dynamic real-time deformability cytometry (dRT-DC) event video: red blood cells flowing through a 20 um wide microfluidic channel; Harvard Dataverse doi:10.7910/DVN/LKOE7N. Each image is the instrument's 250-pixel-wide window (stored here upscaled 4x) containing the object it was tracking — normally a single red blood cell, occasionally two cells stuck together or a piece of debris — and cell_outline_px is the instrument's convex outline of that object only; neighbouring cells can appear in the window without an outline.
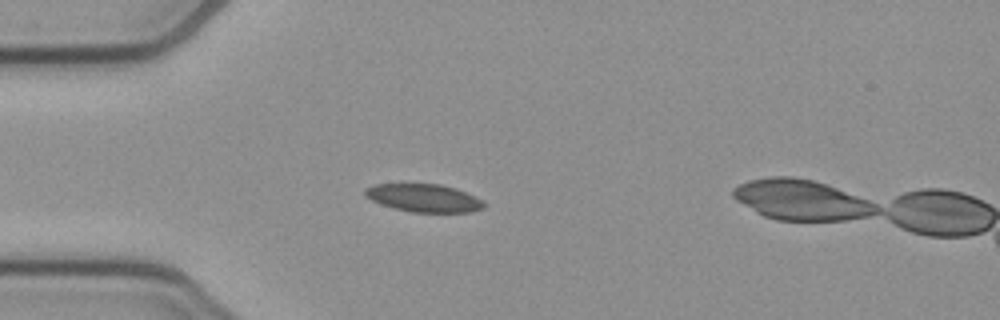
{"species": "common noctule bat (a hibernating species)", "species_latin": "Nyctalus noctula", "temperature_condition": "cold", "stored_images_in_passage": 40, "camera_frame_rate_fps": 3000, "um_per_image_px": 0.085, "animal": {"sex": "female", "body_mass_g": 21.9}, "frame": {"image": 1, "passage_image": 10, "time_ms": 3.0, "image_size_px": [1000, 320], "cell_outline_px": [[488, 204], [484, 208], [472, 212], [412, 212], [392, 208], [380, 204], [364, 196], [364, 188], [376, 184], [440, 184], [456, 188]], "centroid_in_image_um": [36.0, 16.83], "position_along_channel_um": 49.0, "area_um2": 19.36}}
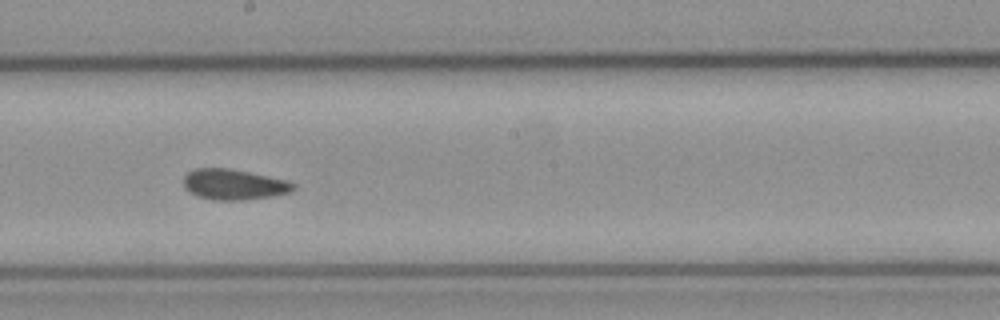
{"frame": {"image": 2, "passage_image": 25, "time_ms": 8.0, "image_size_px": [1000, 320], "cell_outline_px": [[296, 188], [292, 192], [272, 196], [244, 200], [212, 200], [188, 192], [184, 188], [184, 176], [188, 172], [196, 168], [228, 168], [288, 180], [296, 184]], "centroid_in_image_um": [19.9, 15.68], "position_along_channel_um": 228.3, "area_um2": 19.65}}
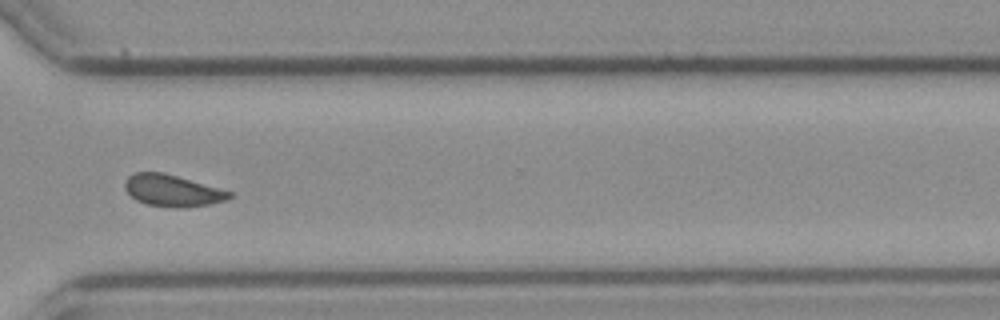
{"frame": {"image": 3, "passage_image": 35, "time_ms": 11.333, "image_size_px": [1000, 320], "cell_outline_px": [[232, 196], [228, 200], [208, 204], [148, 204], [136, 200], [124, 188], [124, 180], [128, 176], [136, 172], [164, 172], [232, 192]], "centroid_in_image_um": [14.61, 16.13], "position_along_channel_um": 356.0, "area_um2": 18.26}, "authors_computed_cell_mechanics": {"area_um2": 19.652, "velocity_mm_per_s": 3.8346, "shape_relaxation_time_tau1_ms": null, "shape_relaxation_time_tau2_ms": 2.0311, "deformation_change_tau1": null, "deformation_change_tau2": 0.0742}}